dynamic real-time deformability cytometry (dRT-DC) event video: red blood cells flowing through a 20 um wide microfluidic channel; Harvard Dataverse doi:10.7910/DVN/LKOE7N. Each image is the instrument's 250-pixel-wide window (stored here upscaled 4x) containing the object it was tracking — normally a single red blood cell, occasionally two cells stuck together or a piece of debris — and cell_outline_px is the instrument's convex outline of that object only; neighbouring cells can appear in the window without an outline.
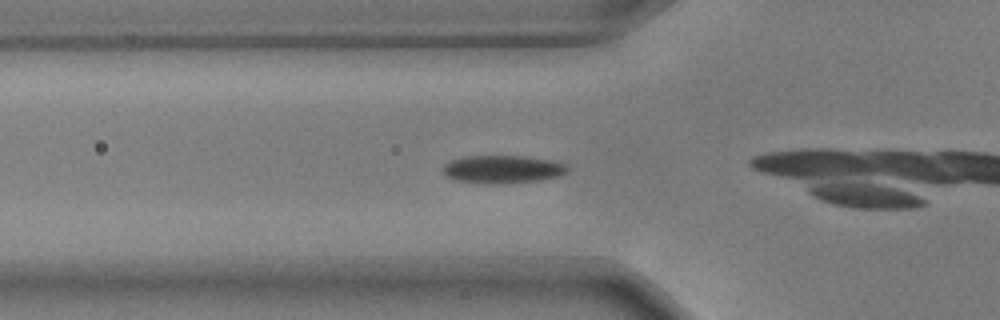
{"species": "common noctule bat (a hibernating species)", "species_latin": "Nyctalus noctula", "temperature_condition": "warm", "stored_images_in_passage": 36, "camera_frame_rate_fps": 3000, "um_per_image_px": 0.085, "animal": {"sex": "male", "body_mass_g": 17.9, "forearm_length_mm": 54.2}, "frame": {"image": 1, "passage_image": 7, "time_ms": 2.0, "image_size_px": [1000, 320], "cell_outline_px": [[568, 172], [560, 176], [540, 180], [492, 184], [488, 184], [452, 180], [444, 172], [444, 164], [452, 160], [464, 156], [528, 156], [552, 160], [568, 164]], "centroid_in_image_um": [42.77, 14.38], "position_along_channel_um": 83.0, "area_um2": 20.4}}
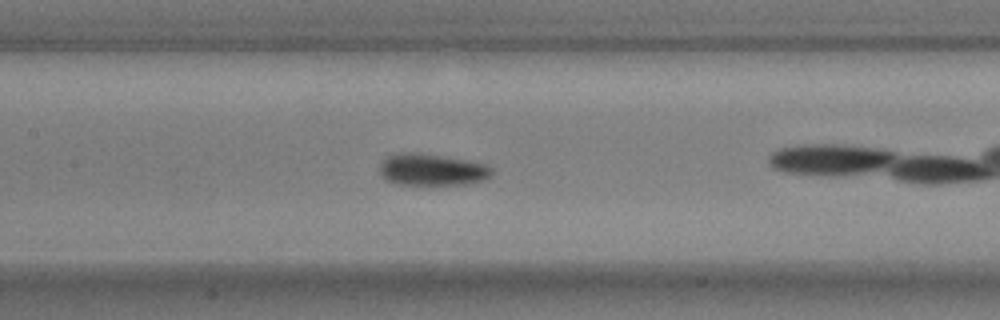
{"frame": {"image": 2, "passage_image": 14, "time_ms": 4.333, "image_size_px": [1000, 320], "cell_outline_px": [[492, 176], [480, 180], [464, 184], [396, 184], [384, 180], [380, 176], [380, 164], [384, 156], [396, 152], [416, 152], [464, 160], [484, 164], [492, 168]], "centroid_in_image_um": [36.6, 14.41], "position_along_channel_um": 170.8, "area_um2": 20.75}}
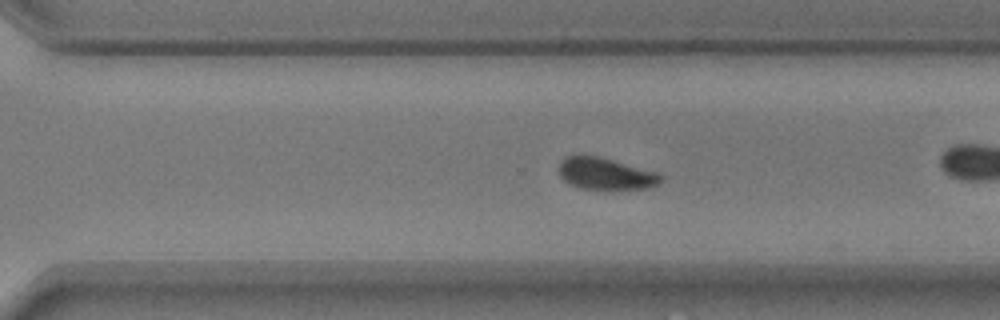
{"frame": {"image": 3, "passage_image": 26, "time_ms": 8.333, "image_size_px": [1000, 320], "cell_outline_px": [[664, 180], [648, 188], [580, 188], [564, 180], [560, 176], [560, 160], [564, 156], [600, 156], [660, 172], [664, 176]], "centroid_in_image_um": [51.53, 14.74], "position_along_channel_um": 319.1, "area_um2": 18.79}, "authors_computed_cell_mechanics": {"area_um2": 20.2589, "velocity_mm_per_s": 3.7269, "shape_relaxation_time_tau1_ms": 2.4003, "shape_relaxation_time_tau2_ms": 2.5625, "deformation_change_tau1": 0.0979, "deformation_change_tau2": 0.0517}}